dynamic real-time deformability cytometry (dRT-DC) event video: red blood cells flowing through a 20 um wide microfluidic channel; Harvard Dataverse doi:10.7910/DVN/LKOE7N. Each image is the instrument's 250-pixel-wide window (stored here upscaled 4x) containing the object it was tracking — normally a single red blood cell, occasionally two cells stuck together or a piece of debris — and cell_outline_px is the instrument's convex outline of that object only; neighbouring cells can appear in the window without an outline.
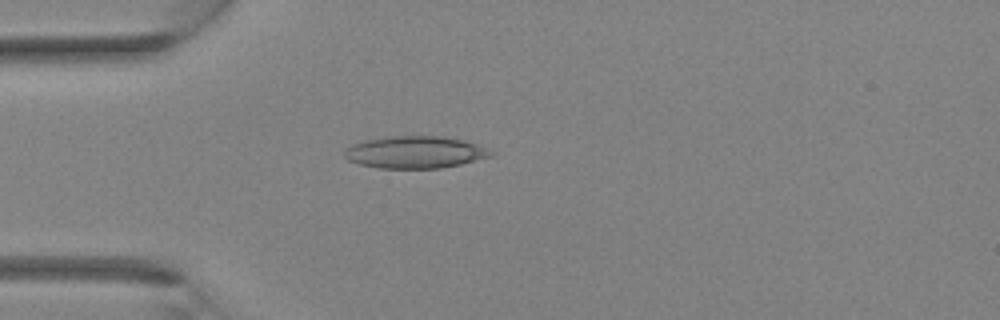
{"species": "Egyptian fruit bat (a non-hibernating species)", "species_latin": "Rousettus aegyptiacus", "temperature_condition": "room temperature", "stored_images_in_passage": 26, "camera_frame_rate_fps": 3000, "um_per_image_px": 0.085, "animal": {"sex": "female"}, "frame": {"image": 1, "passage_image": 1, "time_ms": 0.0, "image_size_px": [1000, 320], "cell_outline_px": [[492, 156], [460, 164], [440, 168], [380, 168], [360, 164], [348, 160], [344, 156], [344, 148], [352, 144], [364, 140], [384, 136], [444, 136], [464, 140], [488, 148], [492, 152]], "centroid_in_image_um": [35.25, 12.92], "position_along_channel_um": 49.8, "area_um2": 27.51}}
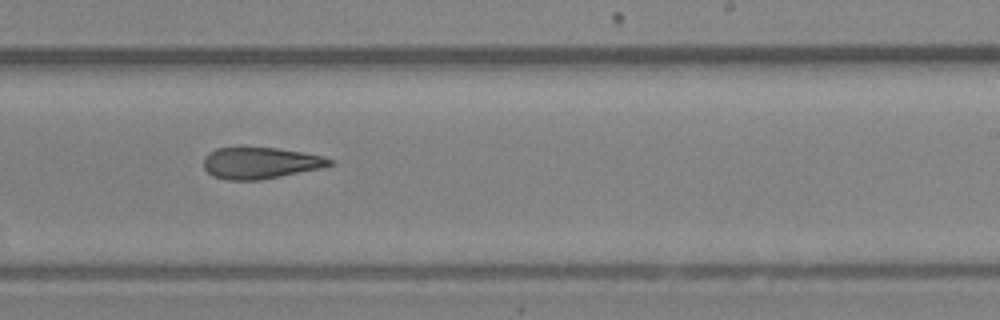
{"frame": {"image": 2, "passage_image": 13, "time_ms": 4.0, "image_size_px": [1000, 320], "cell_outline_px": [[336, 164], [320, 168], [260, 180], [228, 180], [212, 176], [204, 168], [204, 156], [208, 152], [216, 148], [240, 144], [276, 148], [304, 152], [324, 156], [336, 160]], "centroid_in_image_um": [22.11, 13.8], "position_along_channel_um": 266.9, "area_um2": 24.04}}
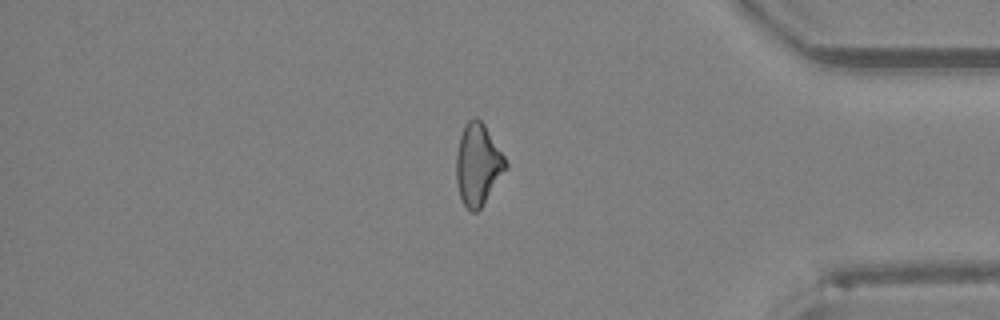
{"frame": {"image": 3, "passage_image": 21, "time_ms": 6.667, "image_size_px": [1000, 320], "cell_outline_px": [[508, 168], [480, 208], [476, 212], [472, 212], [464, 204], [460, 196], [456, 180], [456, 156], [460, 136], [464, 124], [468, 120], [476, 116], [484, 124], [504, 156], [508, 164]], "centroid_in_image_um": [40.62, 13.96], "position_along_channel_um": 394.6, "area_um2": 23.35}}